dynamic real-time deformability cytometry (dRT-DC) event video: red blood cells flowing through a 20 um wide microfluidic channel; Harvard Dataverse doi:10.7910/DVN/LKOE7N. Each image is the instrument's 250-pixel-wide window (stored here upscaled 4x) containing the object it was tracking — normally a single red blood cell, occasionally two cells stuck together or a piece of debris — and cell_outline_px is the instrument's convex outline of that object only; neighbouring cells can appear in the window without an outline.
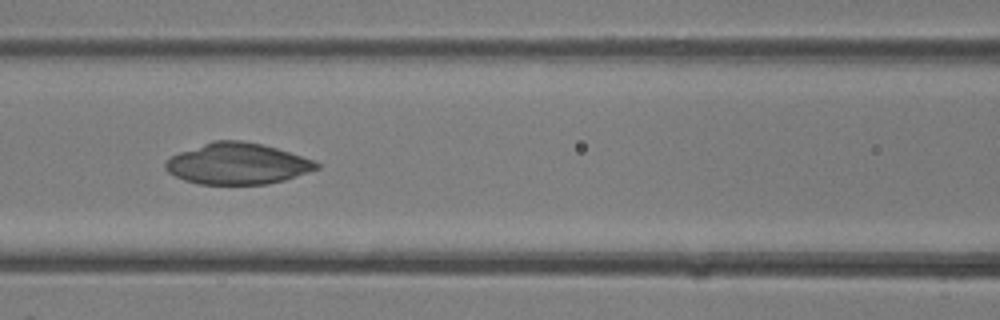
{"species": "common noctule bat (a hibernating species)", "species_latin": "Nyctalus noctula", "temperature_condition": "room temperature", "stored_images_in_passage": 28, "camera_frame_rate_fps": 3000, "um_per_image_px": 0.085, "animal": {"sex": "female"}, "frame": {"image": 1, "passage_image": 13, "time_ms": 4.0, "image_size_px": [1000, 320], "cell_outline_px": [[320, 168], [284, 180], [268, 184], [200, 184], [184, 180], [168, 172], [164, 168], [164, 164], [172, 156], [180, 152], [212, 140], [244, 140], [276, 148], [312, 160], [320, 164]], "centroid_in_image_um": [20.16, 13.91], "position_along_channel_um": 146.4, "area_um2": 36.01}}